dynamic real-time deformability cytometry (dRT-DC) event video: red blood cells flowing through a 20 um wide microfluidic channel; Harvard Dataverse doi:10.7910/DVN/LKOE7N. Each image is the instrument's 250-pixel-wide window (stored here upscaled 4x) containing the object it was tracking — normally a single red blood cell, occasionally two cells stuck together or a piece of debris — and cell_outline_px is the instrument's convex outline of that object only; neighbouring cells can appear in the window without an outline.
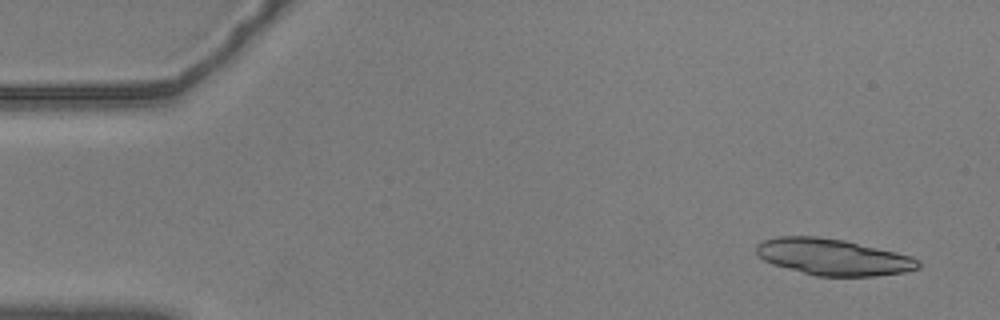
{"species": "common noctule bat (a hibernating species)", "species_latin": "Nyctalus noctula", "temperature_condition": "warm", "stored_images_in_passage": 56, "camera_frame_rate_fps": 3000, "um_per_image_px": 0.085, "animal": {"sex": "male", "body_mass_g": 20.5, "forearm_length_mm": 52.5}, "frame": {"image": 1, "passage_image": 3, "time_ms": 0.667, "image_size_px": [1000, 320], "cell_outline_px": [[920, 268], [904, 272], [876, 276], [816, 276], [772, 264], [764, 260], [756, 252], [756, 244], [764, 240], [776, 236], [816, 236], [844, 240], [896, 252], [912, 256], [920, 260]], "centroid_in_image_um": [70.82, 21.84], "position_along_channel_um": 14.2, "area_um2": 34.39}}
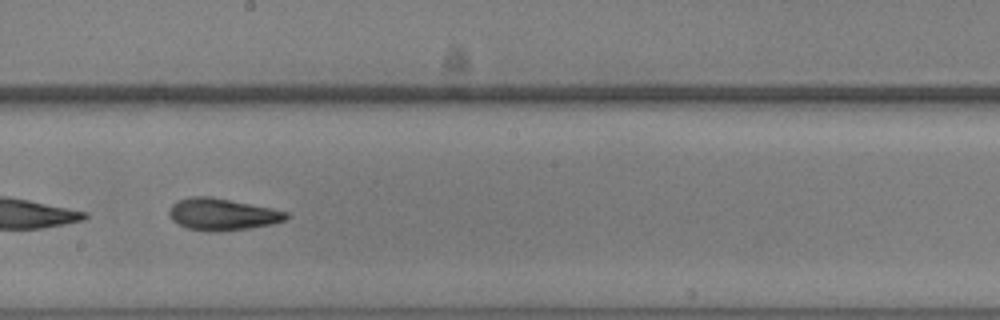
{"frame": {"image": 2, "passage_image": 31, "time_ms": 10.0, "image_size_px": [1000, 320], "cell_outline_px": [[288, 220], [272, 224], [248, 228], [216, 232], [212, 232], [188, 228], [172, 220], [168, 212], [172, 204], [176, 200], [192, 196], [212, 196], [272, 208], [288, 212]], "centroid_in_image_um": [18.9, 18.2], "position_along_channel_um": 229.3, "area_um2": 21.85}}
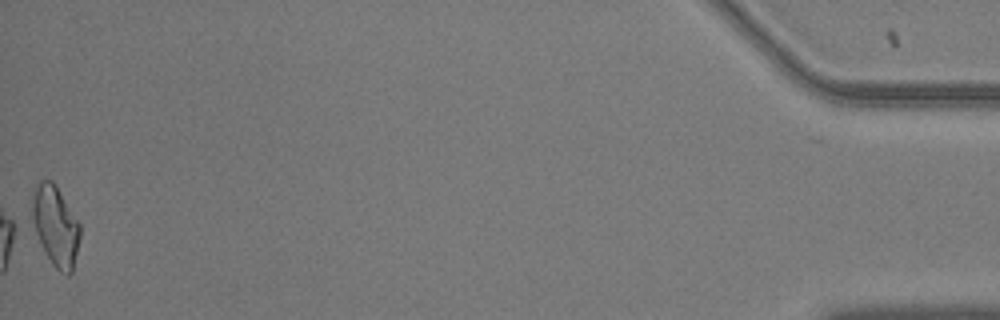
{"frame": {"image": 3, "passage_image": 56, "time_ms": 18.333, "image_size_px": [1000, 320], "cell_outline_px": [[80, 236], [72, 272], [68, 276], [60, 272], [52, 264], [28, 220], [32, 196], [36, 184], [40, 180], [52, 180], [56, 184], [80, 224]], "centroid_in_image_um": [4.66, 19.16], "position_along_channel_um": 430.5, "area_um2": 22.89}, "authors_computed_cell_mechanics": {"area_um2": 21.6172, "velocity_mm_per_s": 3.5812, "shape_relaxation_time_tau1_ms": null, "shape_relaxation_time_tau2_ms": 3.3163, "deformation_change_tau1": null, "deformation_change_tau2": 0.1089}}